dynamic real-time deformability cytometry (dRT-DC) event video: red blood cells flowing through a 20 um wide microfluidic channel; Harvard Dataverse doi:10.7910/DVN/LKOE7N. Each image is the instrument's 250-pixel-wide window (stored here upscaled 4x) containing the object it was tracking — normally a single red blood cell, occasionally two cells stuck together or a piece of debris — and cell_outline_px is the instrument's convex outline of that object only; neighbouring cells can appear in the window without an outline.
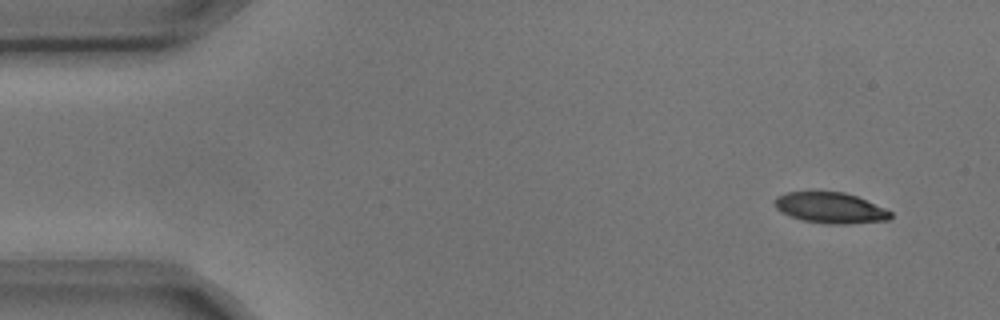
{"species": "common noctule bat (a hibernating species)", "species_latin": "Nyctalus noctula", "temperature_condition": "cold", "stored_images_in_passage": 4, "camera_frame_rate_fps": 3000, "um_per_image_px": 0.085, "animal": {"sex": "male", "body_mass_g": 17.9, "forearm_length_mm": 54.2}, "frame": {"image": 1, "passage_image": 1, "time_ms": 0.0, "image_size_px": [1000, 320], "cell_outline_px": [[892, 216], [888, 220], [848, 224], [824, 224], [804, 220], [792, 216], [776, 208], [772, 200], [776, 196], [788, 192], [844, 192], [856, 196], [884, 208], [892, 212]], "centroid_in_image_um": [70.58, 17.67], "position_along_channel_um": 14.4, "area_um2": 20.63}}